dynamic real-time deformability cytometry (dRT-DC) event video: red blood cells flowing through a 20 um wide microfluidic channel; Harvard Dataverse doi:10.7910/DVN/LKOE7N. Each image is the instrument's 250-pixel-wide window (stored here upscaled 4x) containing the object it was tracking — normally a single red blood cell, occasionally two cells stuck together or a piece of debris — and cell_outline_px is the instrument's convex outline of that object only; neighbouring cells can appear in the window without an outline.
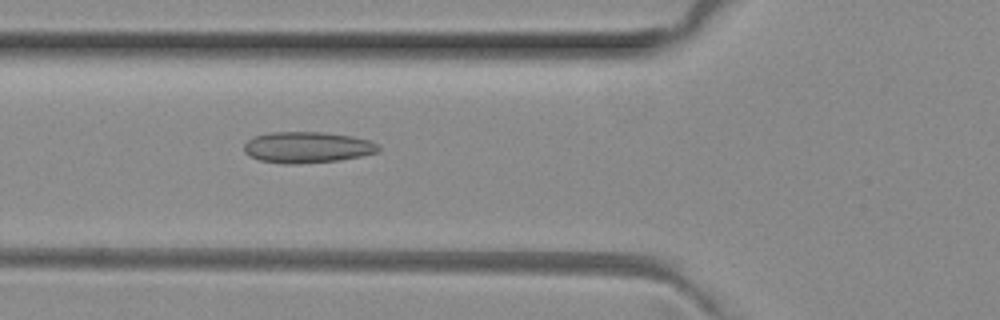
{"species": "common noctule bat (a hibernating species)", "species_latin": "Nyctalus noctula", "temperature_condition": "room temperature", "stored_images_in_passage": 5, "camera_frame_rate_fps": 3000, "um_per_image_px": 0.085, "animal": {"sex": "female", "body_mass_g": 29.2, "forearm_length_mm": 56.3}, "frame": {"image": 1, "passage_image": 5, "time_ms": 1.333, "image_size_px": [1000, 320], "cell_outline_px": [[380, 148], [376, 152], [360, 156], [340, 160], [296, 164], [284, 164], [260, 160], [248, 156], [244, 152], [244, 144], [252, 136], [268, 132], [324, 132], [352, 136], [368, 140], [376, 144]], "centroid_in_image_um": [26.05, 12.52], "position_along_channel_um": 99.7, "area_um2": 24.45}}